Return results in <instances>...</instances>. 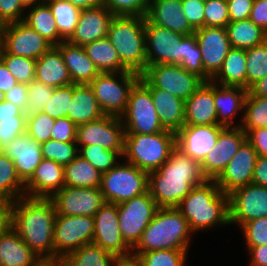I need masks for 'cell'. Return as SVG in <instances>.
<instances>
[{"label": "cell", "instance_id": "6da1fadb", "mask_svg": "<svg viewBox=\"0 0 267 266\" xmlns=\"http://www.w3.org/2000/svg\"><path fill=\"white\" fill-rule=\"evenodd\" d=\"M56 214L50 198L25 196L7 204V222L41 259H55Z\"/></svg>", "mask_w": 267, "mask_h": 266}, {"label": "cell", "instance_id": "7a4b0ae2", "mask_svg": "<svg viewBox=\"0 0 267 266\" xmlns=\"http://www.w3.org/2000/svg\"><path fill=\"white\" fill-rule=\"evenodd\" d=\"M205 180L200 164L175 148L161 167L148 173V191L159 207H177Z\"/></svg>", "mask_w": 267, "mask_h": 266}, {"label": "cell", "instance_id": "3957f363", "mask_svg": "<svg viewBox=\"0 0 267 266\" xmlns=\"http://www.w3.org/2000/svg\"><path fill=\"white\" fill-rule=\"evenodd\" d=\"M193 233L219 225H230L229 195L223 193L215 180L206 179L195 186L177 206Z\"/></svg>", "mask_w": 267, "mask_h": 266}, {"label": "cell", "instance_id": "277c9868", "mask_svg": "<svg viewBox=\"0 0 267 266\" xmlns=\"http://www.w3.org/2000/svg\"><path fill=\"white\" fill-rule=\"evenodd\" d=\"M193 232L177 207H159L132 248L131 257L154 250H189Z\"/></svg>", "mask_w": 267, "mask_h": 266}, {"label": "cell", "instance_id": "5b68a950", "mask_svg": "<svg viewBox=\"0 0 267 266\" xmlns=\"http://www.w3.org/2000/svg\"><path fill=\"white\" fill-rule=\"evenodd\" d=\"M107 37L115 47L122 65L141 75L147 67L145 17L114 16Z\"/></svg>", "mask_w": 267, "mask_h": 266}, {"label": "cell", "instance_id": "8992f818", "mask_svg": "<svg viewBox=\"0 0 267 266\" xmlns=\"http://www.w3.org/2000/svg\"><path fill=\"white\" fill-rule=\"evenodd\" d=\"M176 148L175 133L125 134L122 158L147 173L156 171Z\"/></svg>", "mask_w": 267, "mask_h": 266}, {"label": "cell", "instance_id": "52a82bcc", "mask_svg": "<svg viewBox=\"0 0 267 266\" xmlns=\"http://www.w3.org/2000/svg\"><path fill=\"white\" fill-rule=\"evenodd\" d=\"M140 76L129 70L106 72L100 73L89 83L104 115L120 118L124 114L130 91Z\"/></svg>", "mask_w": 267, "mask_h": 266}, {"label": "cell", "instance_id": "ba28073f", "mask_svg": "<svg viewBox=\"0 0 267 266\" xmlns=\"http://www.w3.org/2000/svg\"><path fill=\"white\" fill-rule=\"evenodd\" d=\"M148 185V173L125 161L102 174L100 189L105 202L119 204L148 192Z\"/></svg>", "mask_w": 267, "mask_h": 266}, {"label": "cell", "instance_id": "9c48e42d", "mask_svg": "<svg viewBox=\"0 0 267 266\" xmlns=\"http://www.w3.org/2000/svg\"><path fill=\"white\" fill-rule=\"evenodd\" d=\"M125 134H155L164 131L149 87L139 79L132 87L124 114L120 117Z\"/></svg>", "mask_w": 267, "mask_h": 266}, {"label": "cell", "instance_id": "30bf717a", "mask_svg": "<svg viewBox=\"0 0 267 266\" xmlns=\"http://www.w3.org/2000/svg\"><path fill=\"white\" fill-rule=\"evenodd\" d=\"M117 208L122 237L133 248L154 218L159 206L148 191L143 195L117 204Z\"/></svg>", "mask_w": 267, "mask_h": 266}, {"label": "cell", "instance_id": "8fae6325", "mask_svg": "<svg viewBox=\"0 0 267 266\" xmlns=\"http://www.w3.org/2000/svg\"><path fill=\"white\" fill-rule=\"evenodd\" d=\"M153 87L186 101L205 81L179 64L148 65L141 74Z\"/></svg>", "mask_w": 267, "mask_h": 266}, {"label": "cell", "instance_id": "7c38bea8", "mask_svg": "<svg viewBox=\"0 0 267 266\" xmlns=\"http://www.w3.org/2000/svg\"><path fill=\"white\" fill-rule=\"evenodd\" d=\"M94 237V217L56 215L53 244L55 259H63L80 247L91 244Z\"/></svg>", "mask_w": 267, "mask_h": 266}, {"label": "cell", "instance_id": "4fadbf2b", "mask_svg": "<svg viewBox=\"0 0 267 266\" xmlns=\"http://www.w3.org/2000/svg\"><path fill=\"white\" fill-rule=\"evenodd\" d=\"M148 65L180 64L185 51V36L152 24L145 18Z\"/></svg>", "mask_w": 267, "mask_h": 266}, {"label": "cell", "instance_id": "5bb4252c", "mask_svg": "<svg viewBox=\"0 0 267 266\" xmlns=\"http://www.w3.org/2000/svg\"><path fill=\"white\" fill-rule=\"evenodd\" d=\"M93 217L94 237L92 243L116 258H130L132 248L122 237L118 223L117 204L105 202Z\"/></svg>", "mask_w": 267, "mask_h": 266}, {"label": "cell", "instance_id": "9a60e30c", "mask_svg": "<svg viewBox=\"0 0 267 266\" xmlns=\"http://www.w3.org/2000/svg\"><path fill=\"white\" fill-rule=\"evenodd\" d=\"M125 128L121 118L104 115L77 126L78 146L97 145L110 151H124Z\"/></svg>", "mask_w": 267, "mask_h": 266}, {"label": "cell", "instance_id": "2e32d148", "mask_svg": "<svg viewBox=\"0 0 267 266\" xmlns=\"http://www.w3.org/2000/svg\"><path fill=\"white\" fill-rule=\"evenodd\" d=\"M229 195V222L241 227L254 219L267 217V188L250 183Z\"/></svg>", "mask_w": 267, "mask_h": 266}, {"label": "cell", "instance_id": "e0dca14e", "mask_svg": "<svg viewBox=\"0 0 267 266\" xmlns=\"http://www.w3.org/2000/svg\"><path fill=\"white\" fill-rule=\"evenodd\" d=\"M2 40V53L35 60H38L53 46L23 21L3 25Z\"/></svg>", "mask_w": 267, "mask_h": 266}, {"label": "cell", "instance_id": "ac0fdd59", "mask_svg": "<svg viewBox=\"0 0 267 266\" xmlns=\"http://www.w3.org/2000/svg\"><path fill=\"white\" fill-rule=\"evenodd\" d=\"M56 215L93 217L105 204L100 188L64 186L50 198Z\"/></svg>", "mask_w": 267, "mask_h": 266}, {"label": "cell", "instance_id": "d6986e66", "mask_svg": "<svg viewBox=\"0 0 267 266\" xmlns=\"http://www.w3.org/2000/svg\"><path fill=\"white\" fill-rule=\"evenodd\" d=\"M247 140L241 127H225L219 134L217 143L200 163L203 176L215 180Z\"/></svg>", "mask_w": 267, "mask_h": 266}, {"label": "cell", "instance_id": "ffe728a7", "mask_svg": "<svg viewBox=\"0 0 267 266\" xmlns=\"http://www.w3.org/2000/svg\"><path fill=\"white\" fill-rule=\"evenodd\" d=\"M194 35L199 45L204 72L212 79L232 48L224 27H202Z\"/></svg>", "mask_w": 267, "mask_h": 266}, {"label": "cell", "instance_id": "44dd1931", "mask_svg": "<svg viewBox=\"0 0 267 266\" xmlns=\"http://www.w3.org/2000/svg\"><path fill=\"white\" fill-rule=\"evenodd\" d=\"M257 157L256 150L246 140L226 168L215 179L221 191L230 194L238 187L252 183Z\"/></svg>", "mask_w": 267, "mask_h": 266}, {"label": "cell", "instance_id": "7402d4cb", "mask_svg": "<svg viewBox=\"0 0 267 266\" xmlns=\"http://www.w3.org/2000/svg\"><path fill=\"white\" fill-rule=\"evenodd\" d=\"M224 128L220 125H184L175 133L176 148L200 164Z\"/></svg>", "mask_w": 267, "mask_h": 266}, {"label": "cell", "instance_id": "603a6c76", "mask_svg": "<svg viewBox=\"0 0 267 266\" xmlns=\"http://www.w3.org/2000/svg\"><path fill=\"white\" fill-rule=\"evenodd\" d=\"M41 143L27 133L15 138L0 151L14 162L16 173L25 184L42 161Z\"/></svg>", "mask_w": 267, "mask_h": 266}, {"label": "cell", "instance_id": "cb8c5ba5", "mask_svg": "<svg viewBox=\"0 0 267 266\" xmlns=\"http://www.w3.org/2000/svg\"><path fill=\"white\" fill-rule=\"evenodd\" d=\"M113 17L114 15L104 5L83 9L75 31L67 41L73 45L85 46L107 37Z\"/></svg>", "mask_w": 267, "mask_h": 266}, {"label": "cell", "instance_id": "d4e9b609", "mask_svg": "<svg viewBox=\"0 0 267 266\" xmlns=\"http://www.w3.org/2000/svg\"><path fill=\"white\" fill-rule=\"evenodd\" d=\"M145 18L154 25L184 36L195 32L183 13L181 0H149Z\"/></svg>", "mask_w": 267, "mask_h": 266}, {"label": "cell", "instance_id": "484cf974", "mask_svg": "<svg viewBox=\"0 0 267 266\" xmlns=\"http://www.w3.org/2000/svg\"><path fill=\"white\" fill-rule=\"evenodd\" d=\"M64 186V166L53 160L42 159L32 177L25 183V196L51 198Z\"/></svg>", "mask_w": 267, "mask_h": 266}, {"label": "cell", "instance_id": "4316f807", "mask_svg": "<svg viewBox=\"0 0 267 266\" xmlns=\"http://www.w3.org/2000/svg\"><path fill=\"white\" fill-rule=\"evenodd\" d=\"M184 125H218L214 104V82L204 81L185 101Z\"/></svg>", "mask_w": 267, "mask_h": 266}, {"label": "cell", "instance_id": "83f0119b", "mask_svg": "<svg viewBox=\"0 0 267 266\" xmlns=\"http://www.w3.org/2000/svg\"><path fill=\"white\" fill-rule=\"evenodd\" d=\"M140 79L149 87L159 121L164 129L177 133L185 122V101L167 91L153 87L142 75Z\"/></svg>", "mask_w": 267, "mask_h": 266}, {"label": "cell", "instance_id": "f1b7e54d", "mask_svg": "<svg viewBox=\"0 0 267 266\" xmlns=\"http://www.w3.org/2000/svg\"><path fill=\"white\" fill-rule=\"evenodd\" d=\"M40 259L7 222L0 230V266H34Z\"/></svg>", "mask_w": 267, "mask_h": 266}, {"label": "cell", "instance_id": "f546056e", "mask_svg": "<svg viewBox=\"0 0 267 266\" xmlns=\"http://www.w3.org/2000/svg\"><path fill=\"white\" fill-rule=\"evenodd\" d=\"M57 47L60 49L72 84H89L100 74L93 61L86 54L83 46L63 41Z\"/></svg>", "mask_w": 267, "mask_h": 266}, {"label": "cell", "instance_id": "4dcf8cb0", "mask_svg": "<svg viewBox=\"0 0 267 266\" xmlns=\"http://www.w3.org/2000/svg\"><path fill=\"white\" fill-rule=\"evenodd\" d=\"M218 86V87H217ZM248 90L241 87L221 86L214 83V104L217 112L218 125L223 127H240L234 118L244 112V103Z\"/></svg>", "mask_w": 267, "mask_h": 266}, {"label": "cell", "instance_id": "1f68e13d", "mask_svg": "<svg viewBox=\"0 0 267 266\" xmlns=\"http://www.w3.org/2000/svg\"><path fill=\"white\" fill-rule=\"evenodd\" d=\"M35 79L54 88L72 84L68 69L57 46H52L36 61Z\"/></svg>", "mask_w": 267, "mask_h": 266}, {"label": "cell", "instance_id": "d6a6232c", "mask_svg": "<svg viewBox=\"0 0 267 266\" xmlns=\"http://www.w3.org/2000/svg\"><path fill=\"white\" fill-rule=\"evenodd\" d=\"M104 116L89 84H72V99L67 117L76 125H82Z\"/></svg>", "mask_w": 267, "mask_h": 266}, {"label": "cell", "instance_id": "836d02e7", "mask_svg": "<svg viewBox=\"0 0 267 266\" xmlns=\"http://www.w3.org/2000/svg\"><path fill=\"white\" fill-rule=\"evenodd\" d=\"M211 81L217 85L241 87L247 90L246 50L231 48Z\"/></svg>", "mask_w": 267, "mask_h": 266}, {"label": "cell", "instance_id": "e575fe53", "mask_svg": "<svg viewBox=\"0 0 267 266\" xmlns=\"http://www.w3.org/2000/svg\"><path fill=\"white\" fill-rule=\"evenodd\" d=\"M29 8L30 10L27 14H25L23 22H25L30 28L37 31L53 46H57L61 42L65 41L59 35L55 18L49 5L45 1Z\"/></svg>", "mask_w": 267, "mask_h": 266}, {"label": "cell", "instance_id": "d590c367", "mask_svg": "<svg viewBox=\"0 0 267 266\" xmlns=\"http://www.w3.org/2000/svg\"><path fill=\"white\" fill-rule=\"evenodd\" d=\"M83 48L100 73L128 71L108 37L88 43Z\"/></svg>", "mask_w": 267, "mask_h": 266}, {"label": "cell", "instance_id": "8d00e7d4", "mask_svg": "<svg viewBox=\"0 0 267 266\" xmlns=\"http://www.w3.org/2000/svg\"><path fill=\"white\" fill-rule=\"evenodd\" d=\"M226 30L232 48L246 50L267 40V32L255 25L249 18L229 22Z\"/></svg>", "mask_w": 267, "mask_h": 266}, {"label": "cell", "instance_id": "74e56055", "mask_svg": "<svg viewBox=\"0 0 267 266\" xmlns=\"http://www.w3.org/2000/svg\"><path fill=\"white\" fill-rule=\"evenodd\" d=\"M101 179L102 174L79 155L64 166L65 186L100 188Z\"/></svg>", "mask_w": 267, "mask_h": 266}, {"label": "cell", "instance_id": "f35d334b", "mask_svg": "<svg viewBox=\"0 0 267 266\" xmlns=\"http://www.w3.org/2000/svg\"><path fill=\"white\" fill-rule=\"evenodd\" d=\"M25 197V184L16 173L15 165L0 151V201L9 204Z\"/></svg>", "mask_w": 267, "mask_h": 266}, {"label": "cell", "instance_id": "ab89813d", "mask_svg": "<svg viewBox=\"0 0 267 266\" xmlns=\"http://www.w3.org/2000/svg\"><path fill=\"white\" fill-rule=\"evenodd\" d=\"M117 259L111 253L91 243L66 255L62 259V266H113Z\"/></svg>", "mask_w": 267, "mask_h": 266}, {"label": "cell", "instance_id": "60d3db41", "mask_svg": "<svg viewBox=\"0 0 267 266\" xmlns=\"http://www.w3.org/2000/svg\"><path fill=\"white\" fill-rule=\"evenodd\" d=\"M55 18L59 35L67 41L78 24L81 9L66 0H45Z\"/></svg>", "mask_w": 267, "mask_h": 266}, {"label": "cell", "instance_id": "b9f144b4", "mask_svg": "<svg viewBox=\"0 0 267 266\" xmlns=\"http://www.w3.org/2000/svg\"><path fill=\"white\" fill-rule=\"evenodd\" d=\"M243 111L240 127L246 134L251 129L267 128V97L253 96L248 91Z\"/></svg>", "mask_w": 267, "mask_h": 266}, {"label": "cell", "instance_id": "7bdbcfd3", "mask_svg": "<svg viewBox=\"0 0 267 266\" xmlns=\"http://www.w3.org/2000/svg\"><path fill=\"white\" fill-rule=\"evenodd\" d=\"M78 149L79 156L87 160L101 174L108 172L118 164L120 162L118 158L122 157L124 152L106 150L102 146L97 145L78 146Z\"/></svg>", "mask_w": 267, "mask_h": 266}, {"label": "cell", "instance_id": "ee69618b", "mask_svg": "<svg viewBox=\"0 0 267 266\" xmlns=\"http://www.w3.org/2000/svg\"><path fill=\"white\" fill-rule=\"evenodd\" d=\"M247 90L267 75V40L246 49Z\"/></svg>", "mask_w": 267, "mask_h": 266}, {"label": "cell", "instance_id": "f6af8a7d", "mask_svg": "<svg viewBox=\"0 0 267 266\" xmlns=\"http://www.w3.org/2000/svg\"><path fill=\"white\" fill-rule=\"evenodd\" d=\"M188 250H154L139 253L135 259L140 266H186Z\"/></svg>", "mask_w": 267, "mask_h": 266}, {"label": "cell", "instance_id": "bcb514c9", "mask_svg": "<svg viewBox=\"0 0 267 266\" xmlns=\"http://www.w3.org/2000/svg\"><path fill=\"white\" fill-rule=\"evenodd\" d=\"M42 158L53 160L65 166L71 163L78 155L79 149L76 142H59L53 139L41 144Z\"/></svg>", "mask_w": 267, "mask_h": 266}, {"label": "cell", "instance_id": "7dc6e473", "mask_svg": "<svg viewBox=\"0 0 267 266\" xmlns=\"http://www.w3.org/2000/svg\"><path fill=\"white\" fill-rule=\"evenodd\" d=\"M1 60L18 83L28 84L35 79V59L2 53Z\"/></svg>", "mask_w": 267, "mask_h": 266}, {"label": "cell", "instance_id": "c3c4849f", "mask_svg": "<svg viewBox=\"0 0 267 266\" xmlns=\"http://www.w3.org/2000/svg\"><path fill=\"white\" fill-rule=\"evenodd\" d=\"M179 65L183 69L199 75L205 81H211V78L204 72L201 51L194 34L185 36V51Z\"/></svg>", "mask_w": 267, "mask_h": 266}, {"label": "cell", "instance_id": "681fc988", "mask_svg": "<svg viewBox=\"0 0 267 266\" xmlns=\"http://www.w3.org/2000/svg\"><path fill=\"white\" fill-rule=\"evenodd\" d=\"M54 123L55 119L42 111L32 113L27 115L26 133L32 139L42 144L51 139Z\"/></svg>", "mask_w": 267, "mask_h": 266}, {"label": "cell", "instance_id": "f907efd6", "mask_svg": "<svg viewBox=\"0 0 267 266\" xmlns=\"http://www.w3.org/2000/svg\"><path fill=\"white\" fill-rule=\"evenodd\" d=\"M28 85L27 104L24 110L26 115L43 111L45 104L50 100L54 87L44 85L42 82L34 79Z\"/></svg>", "mask_w": 267, "mask_h": 266}, {"label": "cell", "instance_id": "816d5d0a", "mask_svg": "<svg viewBox=\"0 0 267 266\" xmlns=\"http://www.w3.org/2000/svg\"><path fill=\"white\" fill-rule=\"evenodd\" d=\"M72 99V84L64 87L54 88L53 94L45 104L43 113L53 119L67 117L68 109Z\"/></svg>", "mask_w": 267, "mask_h": 266}, {"label": "cell", "instance_id": "f5cc1de1", "mask_svg": "<svg viewBox=\"0 0 267 266\" xmlns=\"http://www.w3.org/2000/svg\"><path fill=\"white\" fill-rule=\"evenodd\" d=\"M230 22L225 0H207L204 3V27H224Z\"/></svg>", "mask_w": 267, "mask_h": 266}, {"label": "cell", "instance_id": "db71d44e", "mask_svg": "<svg viewBox=\"0 0 267 266\" xmlns=\"http://www.w3.org/2000/svg\"><path fill=\"white\" fill-rule=\"evenodd\" d=\"M149 0H103L114 16H146Z\"/></svg>", "mask_w": 267, "mask_h": 266}, {"label": "cell", "instance_id": "11a10c76", "mask_svg": "<svg viewBox=\"0 0 267 266\" xmlns=\"http://www.w3.org/2000/svg\"><path fill=\"white\" fill-rule=\"evenodd\" d=\"M27 116L0 119V150L12 140L26 133Z\"/></svg>", "mask_w": 267, "mask_h": 266}, {"label": "cell", "instance_id": "9f6ffc18", "mask_svg": "<svg viewBox=\"0 0 267 266\" xmlns=\"http://www.w3.org/2000/svg\"><path fill=\"white\" fill-rule=\"evenodd\" d=\"M247 246L267 245V217L248 221L241 227Z\"/></svg>", "mask_w": 267, "mask_h": 266}, {"label": "cell", "instance_id": "6f0895ef", "mask_svg": "<svg viewBox=\"0 0 267 266\" xmlns=\"http://www.w3.org/2000/svg\"><path fill=\"white\" fill-rule=\"evenodd\" d=\"M25 10L20 0H0V23L5 25L23 21Z\"/></svg>", "mask_w": 267, "mask_h": 266}, {"label": "cell", "instance_id": "680465c9", "mask_svg": "<svg viewBox=\"0 0 267 266\" xmlns=\"http://www.w3.org/2000/svg\"><path fill=\"white\" fill-rule=\"evenodd\" d=\"M77 126L68 118L55 119L51 139L59 142H76Z\"/></svg>", "mask_w": 267, "mask_h": 266}, {"label": "cell", "instance_id": "91938a15", "mask_svg": "<svg viewBox=\"0 0 267 266\" xmlns=\"http://www.w3.org/2000/svg\"><path fill=\"white\" fill-rule=\"evenodd\" d=\"M183 13L196 30L204 27V3L197 0H181Z\"/></svg>", "mask_w": 267, "mask_h": 266}, {"label": "cell", "instance_id": "94428289", "mask_svg": "<svg viewBox=\"0 0 267 266\" xmlns=\"http://www.w3.org/2000/svg\"><path fill=\"white\" fill-rule=\"evenodd\" d=\"M230 22L248 19L251 14L254 0H228Z\"/></svg>", "mask_w": 267, "mask_h": 266}, {"label": "cell", "instance_id": "6125c7cd", "mask_svg": "<svg viewBox=\"0 0 267 266\" xmlns=\"http://www.w3.org/2000/svg\"><path fill=\"white\" fill-rule=\"evenodd\" d=\"M246 135L257 155L267 158V128L251 129Z\"/></svg>", "mask_w": 267, "mask_h": 266}, {"label": "cell", "instance_id": "be15d7a7", "mask_svg": "<svg viewBox=\"0 0 267 266\" xmlns=\"http://www.w3.org/2000/svg\"><path fill=\"white\" fill-rule=\"evenodd\" d=\"M27 91V84L17 83L5 93V100L18 106L24 112L27 104Z\"/></svg>", "mask_w": 267, "mask_h": 266}, {"label": "cell", "instance_id": "e7e4bbea", "mask_svg": "<svg viewBox=\"0 0 267 266\" xmlns=\"http://www.w3.org/2000/svg\"><path fill=\"white\" fill-rule=\"evenodd\" d=\"M249 19L267 32V0H254Z\"/></svg>", "mask_w": 267, "mask_h": 266}, {"label": "cell", "instance_id": "03108f58", "mask_svg": "<svg viewBox=\"0 0 267 266\" xmlns=\"http://www.w3.org/2000/svg\"><path fill=\"white\" fill-rule=\"evenodd\" d=\"M252 183L267 188V158L263 156L257 157Z\"/></svg>", "mask_w": 267, "mask_h": 266}, {"label": "cell", "instance_id": "003e7915", "mask_svg": "<svg viewBox=\"0 0 267 266\" xmlns=\"http://www.w3.org/2000/svg\"><path fill=\"white\" fill-rule=\"evenodd\" d=\"M250 255V266H267V245L246 246Z\"/></svg>", "mask_w": 267, "mask_h": 266}, {"label": "cell", "instance_id": "a7ac6f4b", "mask_svg": "<svg viewBox=\"0 0 267 266\" xmlns=\"http://www.w3.org/2000/svg\"><path fill=\"white\" fill-rule=\"evenodd\" d=\"M17 83L18 81L10 73L4 62L0 59V90L6 93Z\"/></svg>", "mask_w": 267, "mask_h": 266}, {"label": "cell", "instance_id": "89a4df30", "mask_svg": "<svg viewBox=\"0 0 267 266\" xmlns=\"http://www.w3.org/2000/svg\"><path fill=\"white\" fill-rule=\"evenodd\" d=\"M14 116H27L18 106L4 100L0 103V119L14 118Z\"/></svg>", "mask_w": 267, "mask_h": 266}, {"label": "cell", "instance_id": "2644e50d", "mask_svg": "<svg viewBox=\"0 0 267 266\" xmlns=\"http://www.w3.org/2000/svg\"><path fill=\"white\" fill-rule=\"evenodd\" d=\"M248 91L253 96L267 97V75L255 82Z\"/></svg>", "mask_w": 267, "mask_h": 266}, {"label": "cell", "instance_id": "8c879c8a", "mask_svg": "<svg viewBox=\"0 0 267 266\" xmlns=\"http://www.w3.org/2000/svg\"><path fill=\"white\" fill-rule=\"evenodd\" d=\"M75 7L83 10L103 5V0H66Z\"/></svg>", "mask_w": 267, "mask_h": 266}, {"label": "cell", "instance_id": "753ad0ef", "mask_svg": "<svg viewBox=\"0 0 267 266\" xmlns=\"http://www.w3.org/2000/svg\"><path fill=\"white\" fill-rule=\"evenodd\" d=\"M113 266H140L139 262L133 258H118Z\"/></svg>", "mask_w": 267, "mask_h": 266}, {"label": "cell", "instance_id": "34e18365", "mask_svg": "<svg viewBox=\"0 0 267 266\" xmlns=\"http://www.w3.org/2000/svg\"><path fill=\"white\" fill-rule=\"evenodd\" d=\"M34 266H62L61 259H40Z\"/></svg>", "mask_w": 267, "mask_h": 266}, {"label": "cell", "instance_id": "11e5206c", "mask_svg": "<svg viewBox=\"0 0 267 266\" xmlns=\"http://www.w3.org/2000/svg\"><path fill=\"white\" fill-rule=\"evenodd\" d=\"M7 223V204L0 201V230Z\"/></svg>", "mask_w": 267, "mask_h": 266}, {"label": "cell", "instance_id": "2a66077c", "mask_svg": "<svg viewBox=\"0 0 267 266\" xmlns=\"http://www.w3.org/2000/svg\"><path fill=\"white\" fill-rule=\"evenodd\" d=\"M45 0H20L21 4L23 5V7L26 9V8H29L31 6H34V5H37V4H40L42 2H44Z\"/></svg>", "mask_w": 267, "mask_h": 266}, {"label": "cell", "instance_id": "b9fcfbb0", "mask_svg": "<svg viewBox=\"0 0 267 266\" xmlns=\"http://www.w3.org/2000/svg\"><path fill=\"white\" fill-rule=\"evenodd\" d=\"M5 100V93L0 90V103Z\"/></svg>", "mask_w": 267, "mask_h": 266}, {"label": "cell", "instance_id": "09005b40", "mask_svg": "<svg viewBox=\"0 0 267 266\" xmlns=\"http://www.w3.org/2000/svg\"><path fill=\"white\" fill-rule=\"evenodd\" d=\"M2 51H3V40H0V59H1Z\"/></svg>", "mask_w": 267, "mask_h": 266}, {"label": "cell", "instance_id": "979ff035", "mask_svg": "<svg viewBox=\"0 0 267 266\" xmlns=\"http://www.w3.org/2000/svg\"><path fill=\"white\" fill-rule=\"evenodd\" d=\"M2 27L3 25L0 23V40H2Z\"/></svg>", "mask_w": 267, "mask_h": 266}, {"label": "cell", "instance_id": "deb4b68c", "mask_svg": "<svg viewBox=\"0 0 267 266\" xmlns=\"http://www.w3.org/2000/svg\"><path fill=\"white\" fill-rule=\"evenodd\" d=\"M197 1H201V2L205 3L207 0H197Z\"/></svg>", "mask_w": 267, "mask_h": 266}]
</instances>
